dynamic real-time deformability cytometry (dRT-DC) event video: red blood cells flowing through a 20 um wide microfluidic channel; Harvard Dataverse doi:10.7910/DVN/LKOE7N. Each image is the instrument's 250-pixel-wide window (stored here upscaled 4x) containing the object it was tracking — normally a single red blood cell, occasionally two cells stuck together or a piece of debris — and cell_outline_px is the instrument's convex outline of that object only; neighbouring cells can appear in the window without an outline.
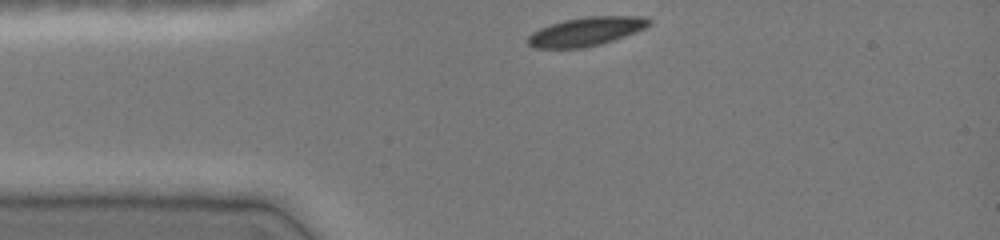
{"species": "common noctule bat (a hibernating species)", "species_latin": "Nyctalus noctula", "temperature_condition": "cold", "stored_images_in_passage": 32, "camera_frame_rate_fps": 3000, "um_per_image_px": 0.085, "animal": {"sex": "female", "body_mass_g": 19.0, "forearm_length_mm": 51.5}, "frame": {"image": 1, "passage_image": 1, "time_ms": 0.0, "image_size_px": [1000, 240], "cell_outline_px": [[652, 24], [636, 32], [600, 44], [584, 48], [532, 48], [528, 44], [528, 36], [532, 32], [540, 28], [564, 20], [584, 16], [648, 16], [652, 20]], "centroid_in_image_um": [49.85, 2.67], "position_along_channel_um": 35.2, "area_um2": 20.4}}
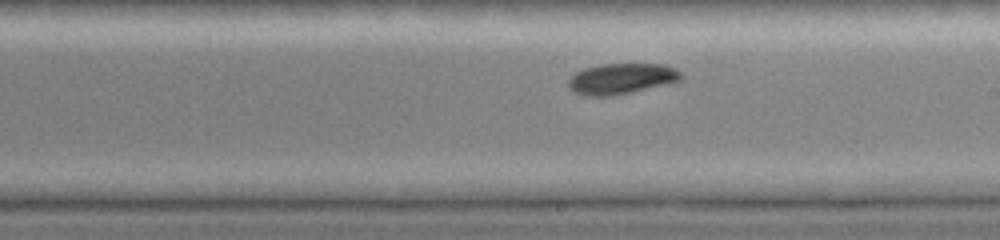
{"frame": {"image": 2, "passage_image": 18, "time_ms": 5.667, "image_size_px": [1000, 240], "cell_outline_px": [[684, 76], [680, 80], [668, 84], [632, 92], [612, 96], [584, 96], [572, 92], [568, 88], [568, 80], [576, 72], [584, 68], [600, 64], [664, 64], [676, 68]], "centroid_in_image_um": [52.81, 6.7], "position_along_channel_um": 236.2, "area_um2": 20.46}}
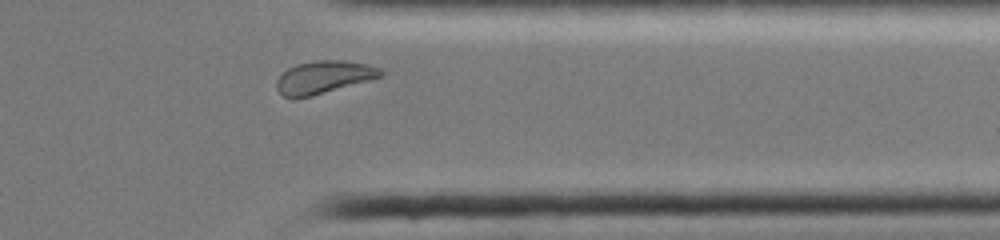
{"frame": {"image": 3, "passage_image": 29, "time_ms": 9.333, "image_size_px": [1000, 240], "cell_outline_px": [[384, 76], [312, 96], [292, 100], [284, 96], [276, 88], [276, 80], [288, 68], [296, 64], [316, 60], [340, 60], [368, 64], [380, 68], [384, 72]], "centroid_in_image_um": [27.51, 6.57], "position_along_channel_um": 383.9, "area_um2": 20.0}, "authors_computed_cell_mechanics": {"area_um2": 20.4323, "velocity_mm_per_s": 3.9993, "shape_relaxation_time_tau1_ms": 1.7535, "shape_relaxation_time_tau2_ms": null, "deformation_change_tau1": 0.0975, "deformation_change_tau2": null}}